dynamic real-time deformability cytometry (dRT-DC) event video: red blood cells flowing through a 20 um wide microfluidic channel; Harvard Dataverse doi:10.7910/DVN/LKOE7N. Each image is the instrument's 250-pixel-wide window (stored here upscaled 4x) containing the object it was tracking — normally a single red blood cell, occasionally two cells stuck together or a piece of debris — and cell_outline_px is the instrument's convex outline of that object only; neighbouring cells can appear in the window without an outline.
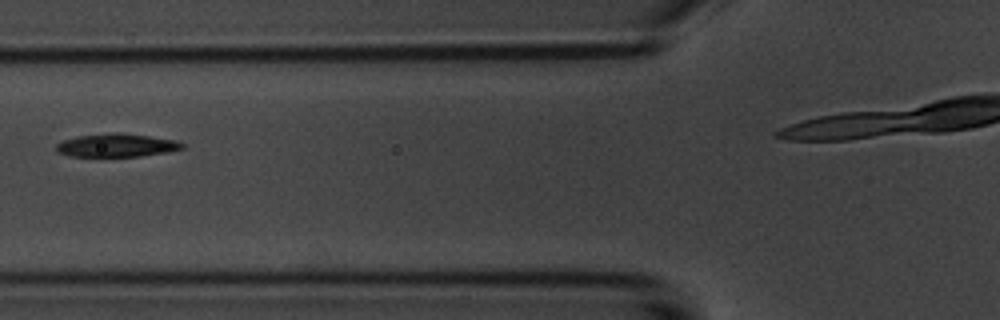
{"species": "common noctule bat (a hibernating species)", "species_latin": "Nyctalus noctula", "temperature_condition": "room temperature", "stored_images_in_passage": 7, "camera_frame_rate_fps": 3000, "um_per_image_px": 0.085, "animal": {"sex": "male", "body_mass_g": 20.1, "forearm_length_mm": 53.5}, "frame": {"image": 1, "passage_image": 3, "time_ms": 3.333, "image_size_px": [1000, 320], "cell_outline_px": [[188, 144], [184, 148], [168, 152], [140, 156], [68, 156], [56, 152], [56, 144], [64, 140], [76, 136], [116, 132], [120, 132], [176, 140]], "centroid_in_image_um": [9.93, 12.35], "position_along_channel_um": 115.9, "area_um2": 17.17}}
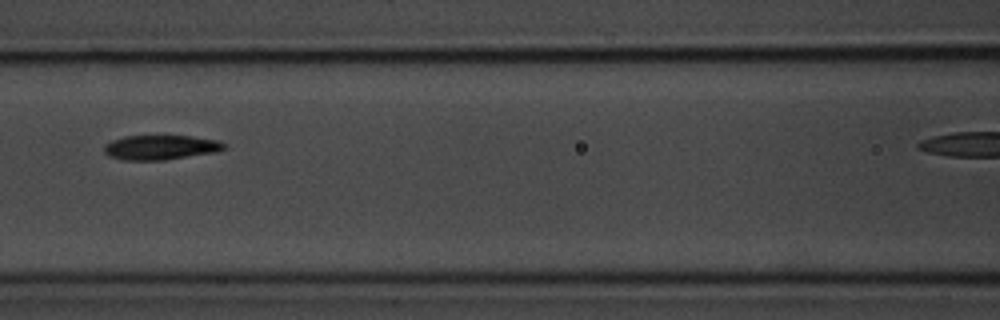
{"frame": {"image": 2, "passage_image": 4, "time_ms": 4.333, "image_size_px": [1000, 320], "cell_outline_px": [[228, 148], [216, 152], [164, 160], [124, 160], [108, 156], [104, 152], [104, 144], [112, 140], [124, 136], [192, 136], [220, 140], [228, 144]], "centroid_in_image_um": [13.7, 12.52], "position_along_channel_um": 152.9, "area_um2": 17.46}}